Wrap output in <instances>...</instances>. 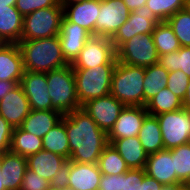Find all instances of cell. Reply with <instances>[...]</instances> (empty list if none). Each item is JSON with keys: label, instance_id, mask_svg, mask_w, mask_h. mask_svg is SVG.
I'll list each match as a JSON object with an SVG mask.
<instances>
[{"label": "cell", "instance_id": "cell-54", "mask_svg": "<svg viewBox=\"0 0 190 190\" xmlns=\"http://www.w3.org/2000/svg\"><path fill=\"white\" fill-rule=\"evenodd\" d=\"M4 41L0 38V48L4 45Z\"/></svg>", "mask_w": 190, "mask_h": 190}, {"label": "cell", "instance_id": "cell-23", "mask_svg": "<svg viewBox=\"0 0 190 190\" xmlns=\"http://www.w3.org/2000/svg\"><path fill=\"white\" fill-rule=\"evenodd\" d=\"M109 144L117 150L129 169H145L148 154L138 136L111 140Z\"/></svg>", "mask_w": 190, "mask_h": 190}, {"label": "cell", "instance_id": "cell-40", "mask_svg": "<svg viewBox=\"0 0 190 190\" xmlns=\"http://www.w3.org/2000/svg\"><path fill=\"white\" fill-rule=\"evenodd\" d=\"M145 169H129L121 173V190H140Z\"/></svg>", "mask_w": 190, "mask_h": 190}, {"label": "cell", "instance_id": "cell-36", "mask_svg": "<svg viewBox=\"0 0 190 190\" xmlns=\"http://www.w3.org/2000/svg\"><path fill=\"white\" fill-rule=\"evenodd\" d=\"M147 6L154 16L161 22L166 21L170 16L177 11L183 10L186 7L185 0H147Z\"/></svg>", "mask_w": 190, "mask_h": 190}, {"label": "cell", "instance_id": "cell-28", "mask_svg": "<svg viewBox=\"0 0 190 190\" xmlns=\"http://www.w3.org/2000/svg\"><path fill=\"white\" fill-rule=\"evenodd\" d=\"M43 150L42 138L22 130L14 128L12 132L10 151L18 155L28 157Z\"/></svg>", "mask_w": 190, "mask_h": 190}, {"label": "cell", "instance_id": "cell-2", "mask_svg": "<svg viewBox=\"0 0 190 190\" xmlns=\"http://www.w3.org/2000/svg\"><path fill=\"white\" fill-rule=\"evenodd\" d=\"M18 46L24 71L46 73L69 65L63 56L59 36L20 41Z\"/></svg>", "mask_w": 190, "mask_h": 190}, {"label": "cell", "instance_id": "cell-33", "mask_svg": "<svg viewBox=\"0 0 190 190\" xmlns=\"http://www.w3.org/2000/svg\"><path fill=\"white\" fill-rule=\"evenodd\" d=\"M158 64L169 72L181 70L190 78V47H181L171 53L160 55Z\"/></svg>", "mask_w": 190, "mask_h": 190}, {"label": "cell", "instance_id": "cell-55", "mask_svg": "<svg viewBox=\"0 0 190 190\" xmlns=\"http://www.w3.org/2000/svg\"><path fill=\"white\" fill-rule=\"evenodd\" d=\"M65 190H75V189H69V188L65 185Z\"/></svg>", "mask_w": 190, "mask_h": 190}, {"label": "cell", "instance_id": "cell-24", "mask_svg": "<svg viewBox=\"0 0 190 190\" xmlns=\"http://www.w3.org/2000/svg\"><path fill=\"white\" fill-rule=\"evenodd\" d=\"M63 116L64 115L57 110H31L20 125V128L43 138L50 129L62 120Z\"/></svg>", "mask_w": 190, "mask_h": 190}, {"label": "cell", "instance_id": "cell-13", "mask_svg": "<svg viewBox=\"0 0 190 190\" xmlns=\"http://www.w3.org/2000/svg\"><path fill=\"white\" fill-rule=\"evenodd\" d=\"M101 175L97 163H78L68 160L62 182L69 189L98 190Z\"/></svg>", "mask_w": 190, "mask_h": 190}, {"label": "cell", "instance_id": "cell-44", "mask_svg": "<svg viewBox=\"0 0 190 190\" xmlns=\"http://www.w3.org/2000/svg\"><path fill=\"white\" fill-rule=\"evenodd\" d=\"M20 81H4L0 80V101L10 92L12 91Z\"/></svg>", "mask_w": 190, "mask_h": 190}, {"label": "cell", "instance_id": "cell-7", "mask_svg": "<svg viewBox=\"0 0 190 190\" xmlns=\"http://www.w3.org/2000/svg\"><path fill=\"white\" fill-rule=\"evenodd\" d=\"M158 58L152 34L133 36L116 50L117 61L131 66L148 67L157 64Z\"/></svg>", "mask_w": 190, "mask_h": 190}, {"label": "cell", "instance_id": "cell-6", "mask_svg": "<svg viewBox=\"0 0 190 190\" xmlns=\"http://www.w3.org/2000/svg\"><path fill=\"white\" fill-rule=\"evenodd\" d=\"M63 17L61 4L38 9L24 16L21 41L58 36Z\"/></svg>", "mask_w": 190, "mask_h": 190}, {"label": "cell", "instance_id": "cell-37", "mask_svg": "<svg viewBox=\"0 0 190 190\" xmlns=\"http://www.w3.org/2000/svg\"><path fill=\"white\" fill-rule=\"evenodd\" d=\"M190 78L181 70L169 72L167 88L182 101L185 98Z\"/></svg>", "mask_w": 190, "mask_h": 190}, {"label": "cell", "instance_id": "cell-21", "mask_svg": "<svg viewBox=\"0 0 190 190\" xmlns=\"http://www.w3.org/2000/svg\"><path fill=\"white\" fill-rule=\"evenodd\" d=\"M2 177L5 178L7 190H19L27 168V158L16 153H1Z\"/></svg>", "mask_w": 190, "mask_h": 190}, {"label": "cell", "instance_id": "cell-43", "mask_svg": "<svg viewBox=\"0 0 190 190\" xmlns=\"http://www.w3.org/2000/svg\"><path fill=\"white\" fill-rule=\"evenodd\" d=\"M162 186L157 180L145 174L140 185V190H160Z\"/></svg>", "mask_w": 190, "mask_h": 190}, {"label": "cell", "instance_id": "cell-29", "mask_svg": "<svg viewBox=\"0 0 190 190\" xmlns=\"http://www.w3.org/2000/svg\"><path fill=\"white\" fill-rule=\"evenodd\" d=\"M169 71L158 63L145 67L144 77V107L157 93L167 87Z\"/></svg>", "mask_w": 190, "mask_h": 190}, {"label": "cell", "instance_id": "cell-12", "mask_svg": "<svg viewBox=\"0 0 190 190\" xmlns=\"http://www.w3.org/2000/svg\"><path fill=\"white\" fill-rule=\"evenodd\" d=\"M125 105L111 94L91 99L82 105V109L93 121L108 133L117 121Z\"/></svg>", "mask_w": 190, "mask_h": 190}, {"label": "cell", "instance_id": "cell-46", "mask_svg": "<svg viewBox=\"0 0 190 190\" xmlns=\"http://www.w3.org/2000/svg\"><path fill=\"white\" fill-rule=\"evenodd\" d=\"M183 108L190 112V81H189V85L187 87L185 98L183 100Z\"/></svg>", "mask_w": 190, "mask_h": 190}, {"label": "cell", "instance_id": "cell-3", "mask_svg": "<svg viewBox=\"0 0 190 190\" xmlns=\"http://www.w3.org/2000/svg\"><path fill=\"white\" fill-rule=\"evenodd\" d=\"M145 67L116 63L110 94L125 106H144Z\"/></svg>", "mask_w": 190, "mask_h": 190}, {"label": "cell", "instance_id": "cell-8", "mask_svg": "<svg viewBox=\"0 0 190 190\" xmlns=\"http://www.w3.org/2000/svg\"><path fill=\"white\" fill-rule=\"evenodd\" d=\"M116 63V50L111 38L92 35L71 66L73 69H89Z\"/></svg>", "mask_w": 190, "mask_h": 190}, {"label": "cell", "instance_id": "cell-1", "mask_svg": "<svg viewBox=\"0 0 190 190\" xmlns=\"http://www.w3.org/2000/svg\"><path fill=\"white\" fill-rule=\"evenodd\" d=\"M65 129L70 147L69 161L97 163L109 144L107 133L82 108L65 115Z\"/></svg>", "mask_w": 190, "mask_h": 190}, {"label": "cell", "instance_id": "cell-15", "mask_svg": "<svg viewBox=\"0 0 190 190\" xmlns=\"http://www.w3.org/2000/svg\"><path fill=\"white\" fill-rule=\"evenodd\" d=\"M20 85L27 96L31 110H52L46 73L24 71Z\"/></svg>", "mask_w": 190, "mask_h": 190}, {"label": "cell", "instance_id": "cell-18", "mask_svg": "<svg viewBox=\"0 0 190 190\" xmlns=\"http://www.w3.org/2000/svg\"><path fill=\"white\" fill-rule=\"evenodd\" d=\"M30 111V103L20 84L0 101V115L13 129L20 127Z\"/></svg>", "mask_w": 190, "mask_h": 190}, {"label": "cell", "instance_id": "cell-31", "mask_svg": "<svg viewBox=\"0 0 190 190\" xmlns=\"http://www.w3.org/2000/svg\"><path fill=\"white\" fill-rule=\"evenodd\" d=\"M151 34L159 56L181 48L179 40L166 21L157 23Z\"/></svg>", "mask_w": 190, "mask_h": 190}, {"label": "cell", "instance_id": "cell-49", "mask_svg": "<svg viewBox=\"0 0 190 190\" xmlns=\"http://www.w3.org/2000/svg\"><path fill=\"white\" fill-rule=\"evenodd\" d=\"M16 0H0V7L15 6Z\"/></svg>", "mask_w": 190, "mask_h": 190}, {"label": "cell", "instance_id": "cell-27", "mask_svg": "<svg viewBox=\"0 0 190 190\" xmlns=\"http://www.w3.org/2000/svg\"><path fill=\"white\" fill-rule=\"evenodd\" d=\"M43 150L53 152L69 160L70 147L65 129V115L62 120L43 136Z\"/></svg>", "mask_w": 190, "mask_h": 190}, {"label": "cell", "instance_id": "cell-47", "mask_svg": "<svg viewBox=\"0 0 190 190\" xmlns=\"http://www.w3.org/2000/svg\"><path fill=\"white\" fill-rule=\"evenodd\" d=\"M184 185L171 184V185H163L160 190H181Z\"/></svg>", "mask_w": 190, "mask_h": 190}, {"label": "cell", "instance_id": "cell-19", "mask_svg": "<svg viewBox=\"0 0 190 190\" xmlns=\"http://www.w3.org/2000/svg\"><path fill=\"white\" fill-rule=\"evenodd\" d=\"M145 172L162 185L178 184L174 169V154L171 149L160 150L148 155Z\"/></svg>", "mask_w": 190, "mask_h": 190}, {"label": "cell", "instance_id": "cell-9", "mask_svg": "<svg viewBox=\"0 0 190 190\" xmlns=\"http://www.w3.org/2000/svg\"><path fill=\"white\" fill-rule=\"evenodd\" d=\"M162 132L165 149L188 143L190 136V112L184 108L156 115Z\"/></svg>", "mask_w": 190, "mask_h": 190}, {"label": "cell", "instance_id": "cell-34", "mask_svg": "<svg viewBox=\"0 0 190 190\" xmlns=\"http://www.w3.org/2000/svg\"><path fill=\"white\" fill-rule=\"evenodd\" d=\"M166 22L175 33L181 47H190V12L186 8L177 11Z\"/></svg>", "mask_w": 190, "mask_h": 190}, {"label": "cell", "instance_id": "cell-17", "mask_svg": "<svg viewBox=\"0 0 190 190\" xmlns=\"http://www.w3.org/2000/svg\"><path fill=\"white\" fill-rule=\"evenodd\" d=\"M59 40L65 60L72 64L92 34L78 24L69 22L63 17Z\"/></svg>", "mask_w": 190, "mask_h": 190}, {"label": "cell", "instance_id": "cell-26", "mask_svg": "<svg viewBox=\"0 0 190 190\" xmlns=\"http://www.w3.org/2000/svg\"><path fill=\"white\" fill-rule=\"evenodd\" d=\"M138 138L148 155L165 149L162 140V132L156 116L148 114L145 117L138 133Z\"/></svg>", "mask_w": 190, "mask_h": 190}, {"label": "cell", "instance_id": "cell-48", "mask_svg": "<svg viewBox=\"0 0 190 190\" xmlns=\"http://www.w3.org/2000/svg\"><path fill=\"white\" fill-rule=\"evenodd\" d=\"M47 190H65V184L63 182L53 183Z\"/></svg>", "mask_w": 190, "mask_h": 190}, {"label": "cell", "instance_id": "cell-25", "mask_svg": "<svg viewBox=\"0 0 190 190\" xmlns=\"http://www.w3.org/2000/svg\"><path fill=\"white\" fill-rule=\"evenodd\" d=\"M24 16L15 6L0 7V38L5 44H18L23 32Z\"/></svg>", "mask_w": 190, "mask_h": 190}, {"label": "cell", "instance_id": "cell-14", "mask_svg": "<svg viewBox=\"0 0 190 190\" xmlns=\"http://www.w3.org/2000/svg\"><path fill=\"white\" fill-rule=\"evenodd\" d=\"M67 162V158L45 150L27 157V167L52 184L63 181Z\"/></svg>", "mask_w": 190, "mask_h": 190}, {"label": "cell", "instance_id": "cell-10", "mask_svg": "<svg viewBox=\"0 0 190 190\" xmlns=\"http://www.w3.org/2000/svg\"><path fill=\"white\" fill-rule=\"evenodd\" d=\"M159 22L152 11L145 5L130 12L128 20L119 27L118 31L111 38L115 50L133 36L151 34L155 25Z\"/></svg>", "mask_w": 190, "mask_h": 190}, {"label": "cell", "instance_id": "cell-5", "mask_svg": "<svg viewBox=\"0 0 190 190\" xmlns=\"http://www.w3.org/2000/svg\"><path fill=\"white\" fill-rule=\"evenodd\" d=\"M116 65H99L89 69H73L76 94L80 105L110 94Z\"/></svg>", "mask_w": 190, "mask_h": 190}, {"label": "cell", "instance_id": "cell-38", "mask_svg": "<svg viewBox=\"0 0 190 190\" xmlns=\"http://www.w3.org/2000/svg\"><path fill=\"white\" fill-rule=\"evenodd\" d=\"M51 184L27 167L19 190H47Z\"/></svg>", "mask_w": 190, "mask_h": 190}, {"label": "cell", "instance_id": "cell-42", "mask_svg": "<svg viewBox=\"0 0 190 190\" xmlns=\"http://www.w3.org/2000/svg\"><path fill=\"white\" fill-rule=\"evenodd\" d=\"M98 190H121V174H102Z\"/></svg>", "mask_w": 190, "mask_h": 190}, {"label": "cell", "instance_id": "cell-41", "mask_svg": "<svg viewBox=\"0 0 190 190\" xmlns=\"http://www.w3.org/2000/svg\"><path fill=\"white\" fill-rule=\"evenodd\" d=\"M12 132V126L0 115V153L10 150Z\"/></svg>", "mask_w": 190, "mask_h": 190}, {"label": "cell", "instance_id": "cell-35", "mask_svg": "<svg viewBox=\"0 0 190 190\" xmlns=\"http://www.w3.org/2000/svg\"><path fill=\"white\" fill-rule=\"evenodd\" d=\"M174 154V169L178 177V185H185L190 179V144H182L171 149Z\"/></svg>", "mask_w": 190, "mask_h": 190}, {"label": "cell", "instance_id": "cell-45", "mask_svg": "<svg viewBox=\"0 0 190 190\" xmlns=\"http://www.w3.org/2000/svg\"><path fill=\"white\" fill-rule=\"evenodd\" d=\"M130 12L146 4L147 0H123Z\"/></svg>", "mask_w": 190, "mask_h": 190}, {"label": "cell", "instance_id": "cell-30", "mask_svg": "<svg viewBox=\"0 0 190 190\" xmlns=\"http://www.w3.org/2000/svg\"><path fill=\"white\" fill-rule=\"evenodd\" d=\"M146 111L153 116L183 108V101L167 87L161 89L156 96L145 105Z\"/></svg>", "mask_w": 190, "mask_h": 190}, {"label": "cell", "instance_id": "cell-20", "mask_svg": "<svg viewBox=\"0 0 190 190\" xmlns=\"http://www.w3.org/2000/svg\"><path fill=\"white\" fill-rule=\"evenodd\" d=\"M64 17L95 35V23L100 12V0H86L63 7Z\"/></svg>", "mask_w": 190, "mask_h": 190}, {"label": "cell", "instance_id": "cell-22", "mask_svg": "<svg viewBox=\"0 0 190 190\" xmlns=\"http://www.w3.org/2000/svg\"><path fill=\"white\" fill-rule=\"evenodd\" d=\"M24 73L18 44H4L0 48V80L21 81Z\"/></svg>", "mask_w": 190, "mask_h": 190}, {"label": "cell", "instance_id": "cell-4", "mask_svg": "<svg viewBox=\"0 0 190 190\" xmlns=\"http://www.w3.org/2000/svg\"><path fill=\"white\" fill-rule=\"evenodd\" d=\"M46 79L52 110L66 115L82 107L77 98L74 70L71 64L46 72Z\"/></svg>", "mask_w": 190, "mask_h": 190}, {"label": "cell", "instance_id": "cell-39", "mask_svg": "<svg viewBox=\"0 0 190 190\" xmlns=\"http://www.w3.org/2000/svg\"><path fill=\"white\" fill-rule=\"evenodd\" d=\"M59 0H16L15 8L26 16L38 9L58 6Z\"/></svg>", "mask_w": 190, "mask_h": 190}, {"label": "cell", "instance_id": "cell-52", "mask_svg": "<svg viewBox=\"0 0 190 190\" xmlns=\"http://www.w3.org/2000/svg\"><path fill=\"white\" fill-rule=\"evenodd\" d=\"M184 187H185L187 190H190V179L186 182V184L184 185Z\"/></svg>", "mask_w": 190, "mask_h": 190}, {"label": "cell", "instance_id": "cell-16", "mask_svg": "<svg viewBox=\"0 0 190 190\" xmlns=\"http://www.w3.org/2000/svg\"><path fill=\"white\" fill-rule=\"evenodd\" d=\"M148 114L144 106H125L107 133L108 143L111 140L138 136L142 123Z\"/></svg>", "mask_w": 190, "mask_h": 190}, {"label": "cell", "instance_id": "cell-50", "mask_svg": "<svg viewBox=\"0 0 190 190\" xmlns=\"http://www.w3.org/2000/svg\"><path fill=\"white\" fill-rule=\"evenodd\" d=\"M2 166H1V153H0V190H7L5 188V178L2 177Z\"/></svg>", "mask_w": 190, "mask_h": 190}, {"label": "cell", "instance_id": "cell-51", "mask_svg": "<svg viewBox=\"0 0 190 190\" xmlns=\"http://www.w3.org/2000/svg\"><path fill=\"white\" fill-rule=\"evenodd\" d=\"M82 1H86V0H59V3L64 7L67 4H72L75 2H82Z\"/></svg>", "mask_w": 190, "mask_h": 190}, {"label": "cell", "instance_id": "cell-11", "mask_svg": "<svg viewBox=\"0 0 190 190\" xmlns=\"http://www.w3.org/2000/svg\"><path fill=\"white\" fill-rule=\"evenodd\" d=\"M123 0H100V12L95 23V35L112 38L129 17Z\"/></svg>", "mask_w": 190, "mask_h": 190}, {"label": "cell", "instance_id": "cell-53", "mask_svg": "<svg viewBox=\"0 0 190 190\" xmlns=\"http://www.w3.org/2000/svg\"><path fill=\"white\" fill-rule=\"evenodd\" d=\"M185 8L190 12V1L186 2V7Z\"/></svg>", "mask_w": 190, "mask_h": 190}, {"label": "cell", "instance_id": "cell-32", "mask_svg": "<svg viewBox=\"0 0 190 190\" xmlns=\"http://www.w3.org/2000/svg\"><path fill=\"white\" fill-rule=\"evenodd\" d=\"M97 165L103 175H118L129 170L124 159L111 144L104 148Z\"/></svg>", "mask_w": 190, "mask_h": 190}]
</instances>
